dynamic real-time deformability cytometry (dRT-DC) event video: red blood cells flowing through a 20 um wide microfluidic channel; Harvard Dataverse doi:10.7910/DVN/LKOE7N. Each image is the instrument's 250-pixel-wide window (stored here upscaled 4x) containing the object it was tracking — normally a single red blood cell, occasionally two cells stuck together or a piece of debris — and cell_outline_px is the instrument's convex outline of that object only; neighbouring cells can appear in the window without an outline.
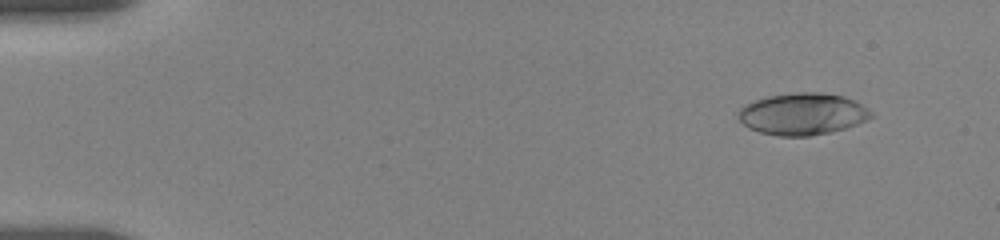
{"species": "human", "species_latin": "Homo sapiens", "temperature_condition": "room temperature", "stored_images_in_passage": 47, "camera_frame_rate_fps": 3000, "um_per_image_px": 0.085, "donor": {"sex": "female"}, "frame": {"image": 1, "passage_image": 3, "time_ms": 1.0, "image_size_px": [1000, 240], "cell_outline_px": [[876, 116], [868, 120], [832, 132], [808, 136], [776, 136], [760, 132], [748, 128], [736, 116], [736, 112], [744, 104], [768, 96], [796, 92], [820, 92], [844, 96], [856, 100], [868, 108]], "centroid_in_image_um": [68.23, 9.68], "position_along_channel_um": 16.8, "area_um2": 32.77}}
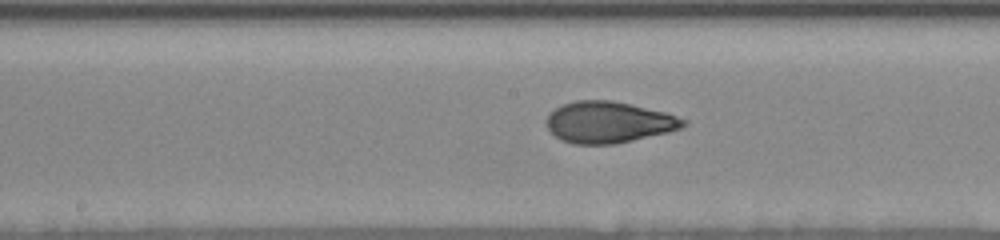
{"frame": {"image": 2, "passage_image": 27, "time_ms": 9.0, "image_size_px": [1000, 240], "cell_outline_px": [[688, 124], [680, 128], [668, 132], [616, 144], [572, 144], [556, 136], [548, 128], [548, 112], [564, 104], [576, 100], [612, 100], [664, 112], [688, 120]], "centroid_in_image_um": [51.75, 10.39], "position_along_channel_um": 196.4, "area_um2": 32.71}}
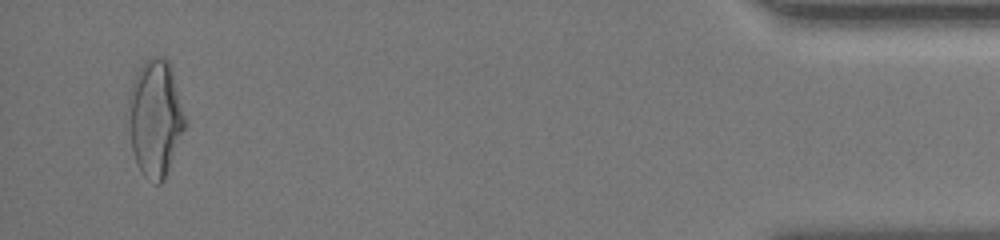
{"frame": {"image": 3, "passage_image": 47, "time_ms": 17.0, "image_size_px": [1000, 240], "cell_outline_px": [[184, 128], [164, 180], [160, 184], [156, 184], [148, 180], [144, 176], [136, 164], [124, 120], [128, 96], [132, 84], [144, 60], [152, 56], [164, 56], [168, 60], [184, 116]], "centroid_in_image_um": [13.1, 10.06], "position_along_channel_um": 422.1, "area_um2": 38.61}, "authors_computed_cell_mechanics": {"area_um2": 32.4258, "velocity_mm_per_s": 3.6874, "shape_relaxation_time_tau1_ms": 4.051, "shape_relaxation_time_tau2_ms": 1.1423, "deformation_change_tau1": 0.1933, "deformation_change_tau2": 0.0734}}